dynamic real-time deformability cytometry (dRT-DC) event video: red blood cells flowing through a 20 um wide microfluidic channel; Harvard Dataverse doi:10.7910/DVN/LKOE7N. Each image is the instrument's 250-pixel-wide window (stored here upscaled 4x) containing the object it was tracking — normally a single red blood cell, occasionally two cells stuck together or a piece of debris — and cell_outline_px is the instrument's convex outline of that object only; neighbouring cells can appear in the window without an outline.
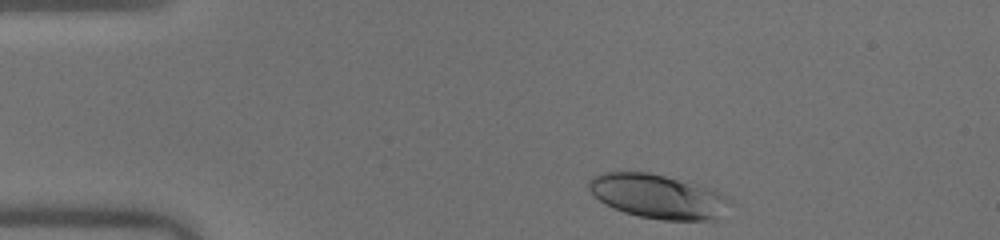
{"species": "human", "species_latin": "Homo sapiens", "temperature_condition": "warm", "stored_images_in_passage": 42, "camera_frame_rate_fps": 3000, "um_per_image_px": 0.085, "donor": {"sex": "male"}, "frame": {"image": 1, "passage_image": 1, "time_ms": 0.0, "image_size_px": [1000, 240], "cell_outline_px": [[736, 200], [716, 220], [664, 220], [640, 216], [624, 212], [612, 208], [604, 204], [588, 188], [588, 180], [592, 176], [600, 172], [648, 172], [716, 188]], "centroid_in_image_um": [56.01, 16.68], "position_along_channel_um": 29.0, "area_um2": 36.99}}
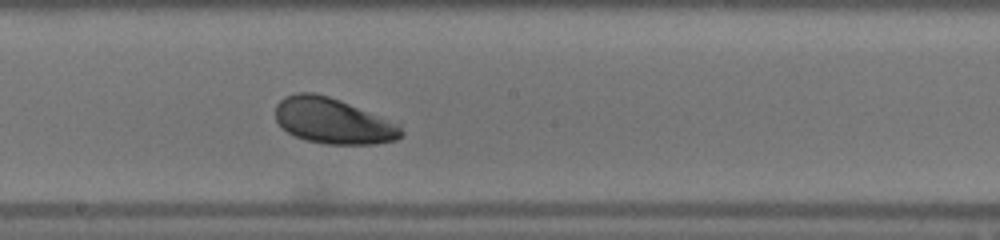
{"frame": {"image": 2, "passage_image": 20, "time_ms": 6.333, "image_size_px": [1000, 240], "cell_outline_px": [[404, 132], [396, 140], [372, 144], [324, 144], [304, 140], [288, 132], [276, 120], [276, 104], [284, 96], [296, 92], [312, 92], [328, 96], [340, 100], [400, 124]], "centroid_in_image_um": [28.3, 10.28], "position_along_channel_um": 219.9, "area_um2": 33.41}}
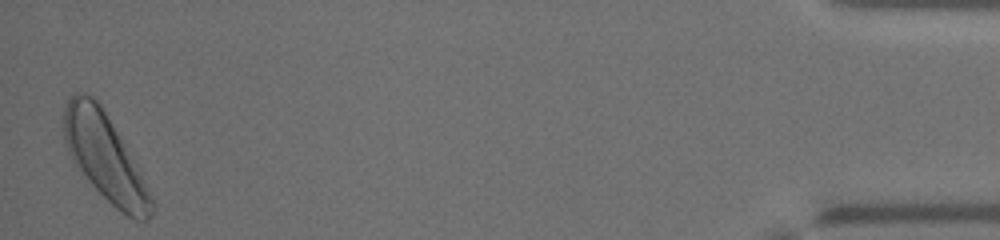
{"frame": {"image": 3, "passage_image": 42, "time_ms": 13.667, "image_size_px": [1000, 240], "cell_outline_px": [[156, 208], [148, 220], [136, 220], [128, 216], [116, 208], [88, 180], [72, 160], [68, 152], [64, 140], [64, 108], [68, 96], [76, 92], [84, 92], [92, 96], [100, 104], [124, 144], [152, 196], [156, 204]], "centroid_in_image_um": [8.9, 13.35], "position_along_channel_um": 426.3, "area_um2": 43.47}, "authors_computed_cell_mechanics": {"area_um2": 34.7378, "velocity_mm_per_s": 4.0124, "shape_relaxation_time_tau1_ms": 2.2626, "shape_relaxation_time_tau2_ms": null, "deformation_change_tau1": 0.1438, "deformation_change_tau2": null}}